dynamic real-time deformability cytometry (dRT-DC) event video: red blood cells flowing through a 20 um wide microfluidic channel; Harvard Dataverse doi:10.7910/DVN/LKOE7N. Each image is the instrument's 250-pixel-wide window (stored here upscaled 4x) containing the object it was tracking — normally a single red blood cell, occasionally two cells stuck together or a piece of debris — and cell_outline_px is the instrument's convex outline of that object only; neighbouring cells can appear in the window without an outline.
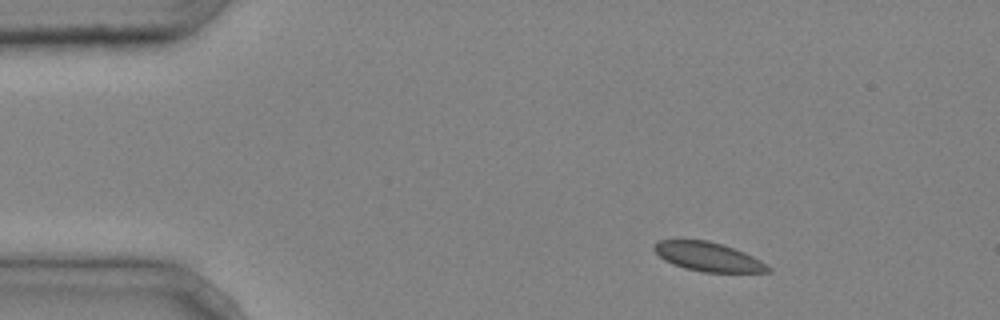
{"species": "common noctule bat (a hibernating species)", "species_latin": "Nyctalus noctula", "temperature_condition": "cold", "stored_images_in_passage": 3, "camera_frame_rate_fps": 3000, "um_per_image_px": 0.085, "animal": {"sex": "male", "body_mass_g": 20.4}, "frame": {"image": 1, "passage_image": 1, "time_ms": 0.0, "image_size_px": [1000, 320], "cell_outline_px": [[772, 272], [704, 272], [684, 268], [672, 264], [664, 260], [652, 248], [660, 240], [708, 240], [744, 252], [760, 260], [772, 268]], "centroid_in_image_um": [60.2, 21.83], "position_along_channel_um": 24.8, "area_um2": 19.07}}
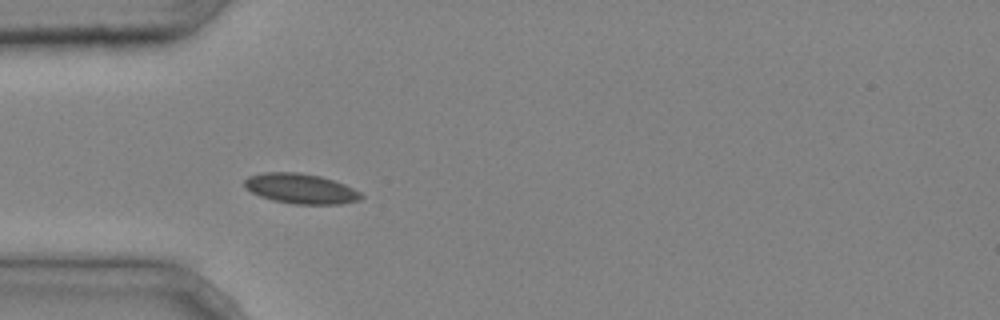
{"frame": {"image": 2, "passage_image": 3, "time_ms": 0.667, "image_size_px": [1000, 320], "cell_outline_px": [[364, 196], [360, 200], [344, 204], [292, 204], [272, 200], [260, 196], [244, 188], [244, 180], [248, 176], [264, 172], [296, 172], [320, 176], [344, 184], [360, 192]], "centroid_in_image_um": [25.55, 16.04], "position_along_channel_um": 59.5, "area_um2": 20.52}}